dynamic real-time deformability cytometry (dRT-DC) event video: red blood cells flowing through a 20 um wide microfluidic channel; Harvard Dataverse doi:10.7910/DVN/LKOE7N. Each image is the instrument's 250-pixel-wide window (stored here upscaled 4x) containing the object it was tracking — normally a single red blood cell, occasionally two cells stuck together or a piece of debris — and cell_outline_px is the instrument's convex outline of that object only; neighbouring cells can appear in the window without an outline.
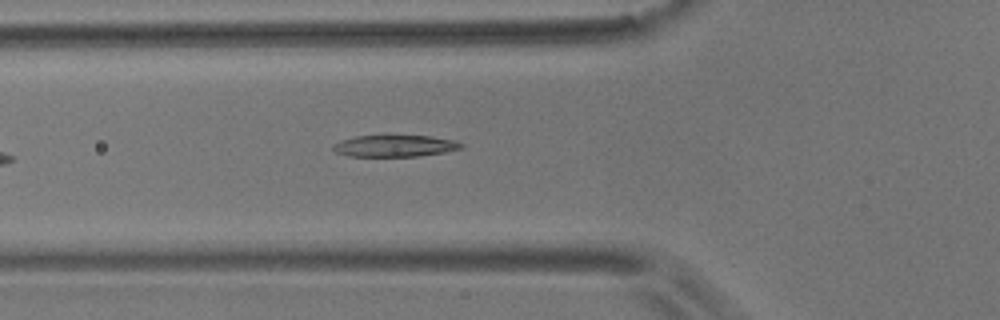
{"species": "common noctule bat (a hibernating species)", "species_latin": "Nyctalus noctula", "temperature_condition": "room temperature", "stored_images_in_passage": 5, "camera_frame_rate_fps": 3000, "um_per_image_px": 0.085, "animal": {"sex": "male", "body_mass_g": 17.9}, "frame": {"image": 1, "passage_image": 5, "time_ms": 1.333, "image_size_px": [1000, 320], "cell_outline_px": [[464, 148], [444, 152], [416, 156], [348, 156], [336, 152], [332, 148], [332, 144], [340, 140], [356, 136], [428, 136], [456, 140], [464, 144]], "centroid_in_image_um": [33.56, 12.4], "position_along_channel_um": 92.2, "area_um2": 16.13}}